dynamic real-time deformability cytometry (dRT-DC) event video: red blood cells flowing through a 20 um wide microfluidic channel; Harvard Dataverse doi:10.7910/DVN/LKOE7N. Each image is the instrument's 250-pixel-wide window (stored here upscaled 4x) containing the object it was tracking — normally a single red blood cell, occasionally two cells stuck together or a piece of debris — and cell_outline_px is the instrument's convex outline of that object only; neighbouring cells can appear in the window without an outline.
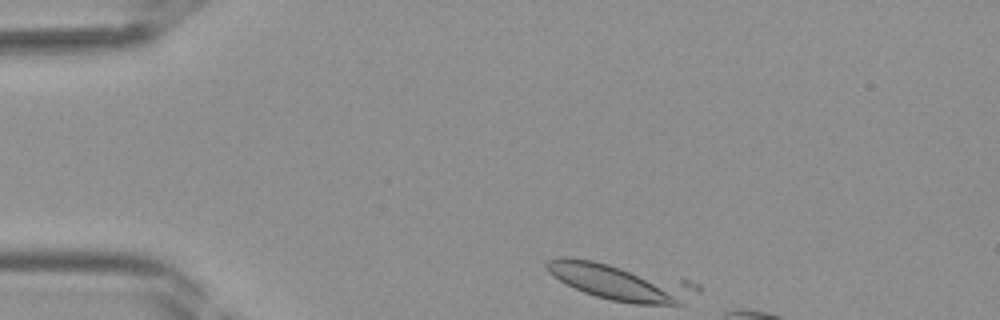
{"species": "Egyptian fruit bat (a non-hibernating species)", "species_latin": "Rousettus aegyptiacus", "temperature_condition": "room temperature", "stored_images_in_passage": 4, "camera_frame_rate_fps": 3000, "um_per_image_px": 0.085, "frame": {"image": 1, "passage_image": 1, "time_ms": 0.0, "image_size_px": [1000, 320], "cell_outline_px": [[700, 292], [680, 304], [632, 304], [612, 300], [596, 296], [584, 292], [552, 276], [548, 272], [544, 264], [548, 260], [560, 256], [592, 260], [688, 280], [700, 284]], "centroid_in_image_um": [52.81, 23.97], "position_along_channel_um": 32.2, "area_um2": 32.08}}